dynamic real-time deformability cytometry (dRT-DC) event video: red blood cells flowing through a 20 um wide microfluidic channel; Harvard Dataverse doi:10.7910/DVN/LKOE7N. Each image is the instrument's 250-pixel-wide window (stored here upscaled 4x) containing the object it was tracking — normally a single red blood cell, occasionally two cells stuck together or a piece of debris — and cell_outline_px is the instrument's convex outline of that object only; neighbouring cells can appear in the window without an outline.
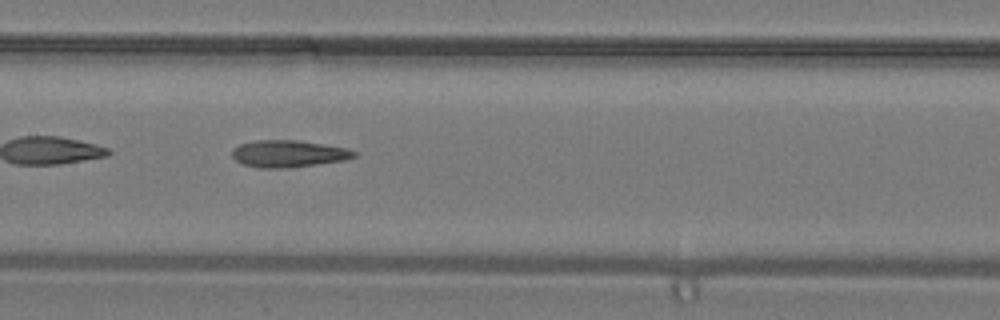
{"species": "common noctule bat (a hibernating species)", "species_latin": "Nyctalus noctula", "temperature_condition": "warm", "stored_images_in_passage": 27, "camera_frame_rate_fps": 3000, "um_per_image_px": 0.085, "animal": {"sex": "male", "body_mass_g": 19.2, "forearm_length_mm": 51.8}, "frame": {"image": 1, "passage_image": 8, "time_ms": 2.333, "image_size_px": [1000, 320], "cell_outline_px": [[356, 156], [344, 160], [288, 168], [260, 168], [244, 164], [236, 160], [232, 156], [232, 148], [240, 144], [256, 140], [296, 140], [324, 144], [348, 148], [356, 152]], "centroid_in_image_um": [24.51, 13.06], "position_along_channel_um": 182.9, "area_um2": 19.13}}
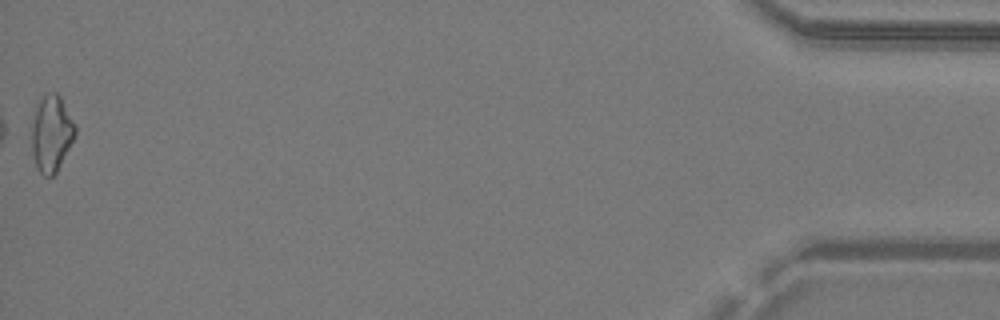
{"frame": {"image": 2, "passage_image": 27, "time_ms": 8.667, "image_size_px": [1000, 320], "cell_outline_px": [[76, 136], [56, 172], [52, 176], [44, 176], [36, 168], [32, 152], [32, 120], [36, 104], [48, 92], [56, 92], [60, 96], [76, 124]], "centroid_in_image_um": [4.38, 11.34], "position_along_channel_um": 430.8, "area_um2": 19.54}}